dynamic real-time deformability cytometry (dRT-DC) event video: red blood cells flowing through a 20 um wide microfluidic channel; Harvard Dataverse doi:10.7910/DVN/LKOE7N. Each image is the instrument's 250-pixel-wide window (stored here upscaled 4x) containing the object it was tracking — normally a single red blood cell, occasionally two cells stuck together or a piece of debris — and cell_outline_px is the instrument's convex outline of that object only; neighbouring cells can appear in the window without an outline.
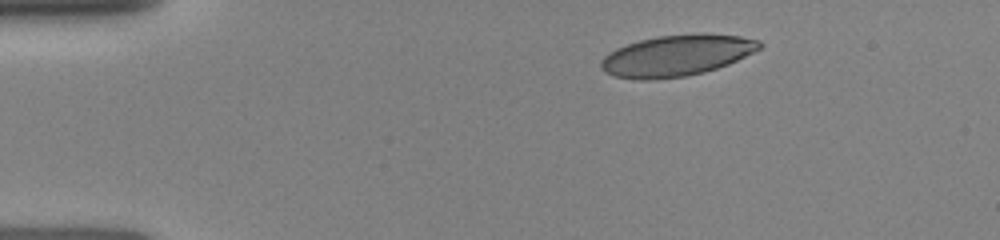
{"species": "human", "species_latin": "Homo sapiens", "temperature_condition": "room temperature", "stored_images_in_passage": 22, "camera_frame_rate_fps": 3000, "um_per_image_px": 0.085, "donor": {"sex": "female"}, "frame": {"image": 1, "passage_image": 1, "time_ms": 0.0, "image_size_px": [1000, 240], "cell_outline_px": [[764, 44], [760, 48], [728, 64], [704, 72], [688, 76], [652, 80], [640, 80], [616, 76], [604, 72], [600, 68], [600, 60], [604, 56], [616, 48], [640, 40], [656, 36], [700, 32], [740, 36], [760, 40]], "centroid_in_image_um": [57.51, 4.71], "position_along_channel_um": 27.5, "area_um2": 38.26}}
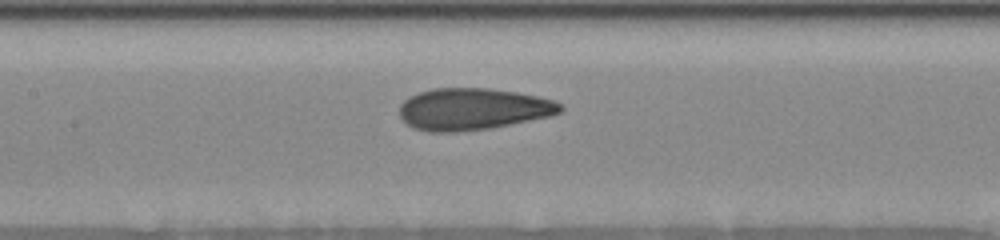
{"frame": {"image": 2, "passage_image": 13, "time_ms": 5.0, "image_size_px": [1000, 240], "cell_outline_px": [[564, 108], [560, 112], [552, 116], [492, 128], [456, 132], [428, 132], [412, 128], [400, 116], [400, 104], [408, 96], [432, 88], [488, 88], [516, 92], [536, 96], [552, 100], [564, 104]], "centroid_in_image_um": [40.2, 9.28], "position_along_channel_um": 167.2, "area_um2": 39.48}}
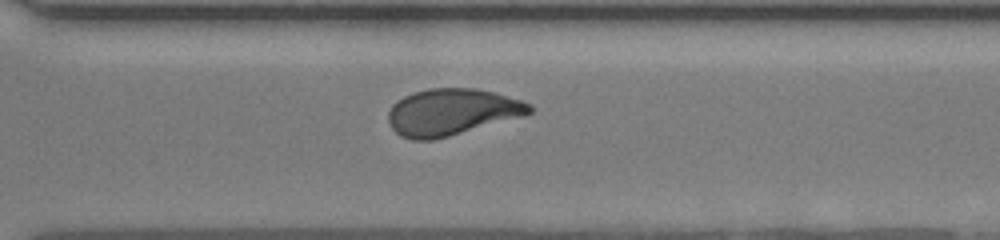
{"frame": {"image": 3, "passage_image": 22, "time_ms": 9.0, "image_size_px": [1000, 240], "cell_outline_px": [[532, 112], [524, 116], [448, 136], [432, 140], [412, 140], [400, 136], [388, 124], [388, 112], [392, 104], [396, 100], [412, 92], [428, 88], [476, 88], [492, 92], [520, 100], [532, 104]], "centroid_in_image_um": [38.36, 9.52], "position_along_channel_um": 332.2, "area_um2": 38.44}}